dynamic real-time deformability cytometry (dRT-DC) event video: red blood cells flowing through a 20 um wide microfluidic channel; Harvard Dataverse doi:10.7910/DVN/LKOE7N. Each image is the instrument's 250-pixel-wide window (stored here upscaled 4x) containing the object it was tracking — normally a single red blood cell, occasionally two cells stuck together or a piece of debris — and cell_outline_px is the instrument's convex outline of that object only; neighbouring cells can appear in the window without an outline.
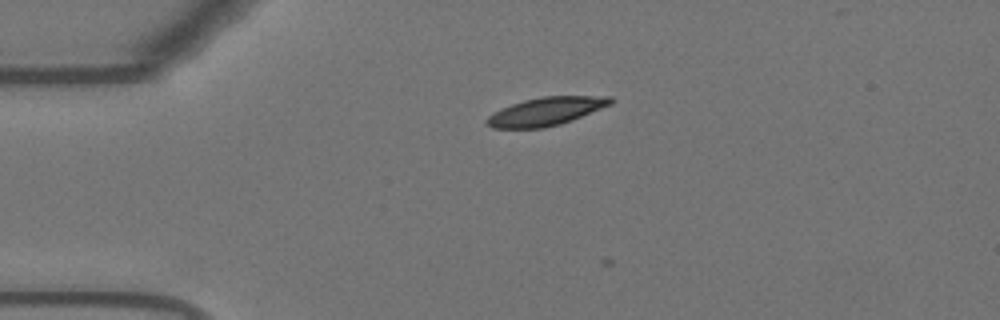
{"species": "Egyptian fruit bat (a non-hibernating species)", "species_latin": "Rousettus aegyptiacus", "temperature_condition": "warm", "stored_images_in_passage": 2, "camera_frame_rate_fps": 3000, "um_per_image_px": 0.085, "animal": {"sex": "female"}, "frame": {"image": 1, "passage_image": 1, "time_ms": 0.0, "image_size_px": [1000, 320], "cell_outline_px": [[616, 100], [612, 104], [572, 120], [560, 124], [544, 128], [492, 128], [484, 120], [492, 112], [512, 104], [524, 100], [544, 96], [612, 96]], "centroid_in_image_um": [46.43, 9.46], "position_along_channel_um": 38.6, "area_um2": 20.4}}